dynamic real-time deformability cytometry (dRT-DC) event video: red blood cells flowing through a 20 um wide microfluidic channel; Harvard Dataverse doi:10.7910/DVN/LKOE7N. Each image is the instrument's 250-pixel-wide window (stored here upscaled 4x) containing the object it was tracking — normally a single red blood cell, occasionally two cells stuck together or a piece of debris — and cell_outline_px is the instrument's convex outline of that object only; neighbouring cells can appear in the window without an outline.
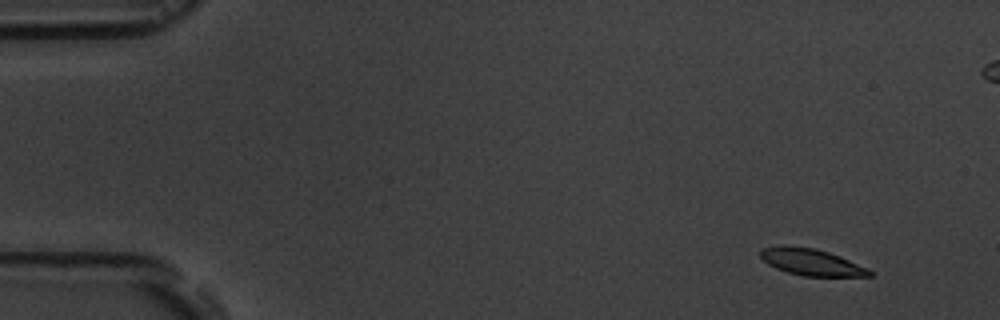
{"species": "common noctule bat (a hibernating species)", "species_latin": "Nyctalus noctula", "temperature_condition": "room temperature", "stored_images_in_passage": 8, "camera_frame_rate_fps": 3000, "um_per_image_px": 0.085, "animal": {"sex": "male", "body_mass_g": 19.5, "forearm_length_mm": 54.6}, "frame": {"image": 1, "passage_image": 1, "time_ms": 0.0, "image_size_px": [1000, 320], "cell_outline_px": [[872, 276], [804, 276], [788, 272], [776, 268], [768, 264], [760, 256], [760, 248], [780, 244], [784, 244], [816, 248], [840, 256], [868, 268], [872, 272]], "centroid_in_image_um": [68.92, 22.25], "position_along_channel_um": 16.1, "area_um2": 17.11}}
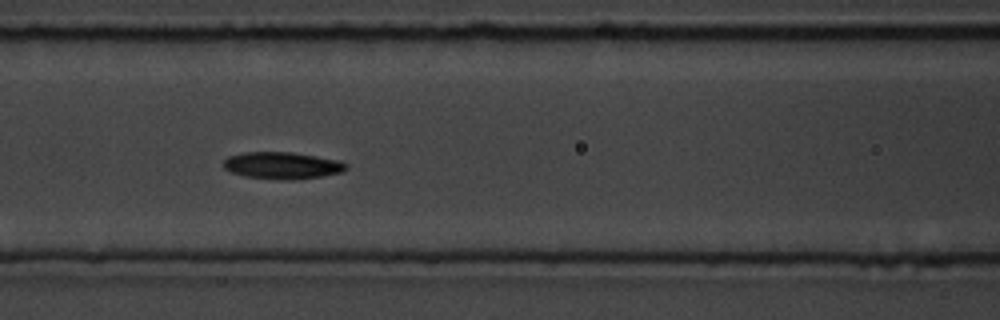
{"frame": {"image": 2, "passage_image": 7, "time_ms": 6.667, "image_size_px": [1000, 320], "cell_outline_px": [[348, 168], [340, 172], [324, 176], [292, 180], [288, 180], [244, 176], [232, 172], [224, 168], [220, 164], [228, 156], [244, 152], [292, 152], [340, 160], [348, 164]], "centroid_in_image_um": [23.99, 14.06], "position_along_channel_um": 142.6, "area_um2": 19.36}}
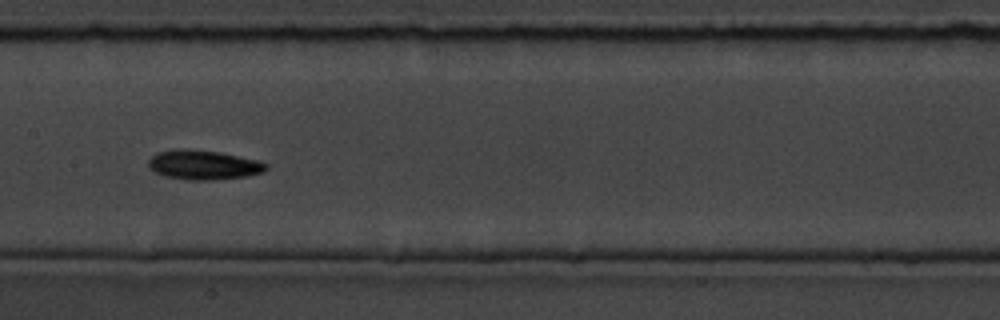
{"frame": {"image": 3, "passage_image": 8, "time_ms": 8.0, "image_size_px": [1000, 320], "cell_outline_px": [[268, 168], [264, 172], [244, 176], [212, 180], [188, 180], [164, 176], [148, 168], [148, 160], [156, 152], [172, 148], [188, 148], [220, 152], [260, 160], [268, 164]], "centroid_in_image_um": [17.27, 13.99], "position_along_channel_um": 190.1, "area_um2": 20.58}}